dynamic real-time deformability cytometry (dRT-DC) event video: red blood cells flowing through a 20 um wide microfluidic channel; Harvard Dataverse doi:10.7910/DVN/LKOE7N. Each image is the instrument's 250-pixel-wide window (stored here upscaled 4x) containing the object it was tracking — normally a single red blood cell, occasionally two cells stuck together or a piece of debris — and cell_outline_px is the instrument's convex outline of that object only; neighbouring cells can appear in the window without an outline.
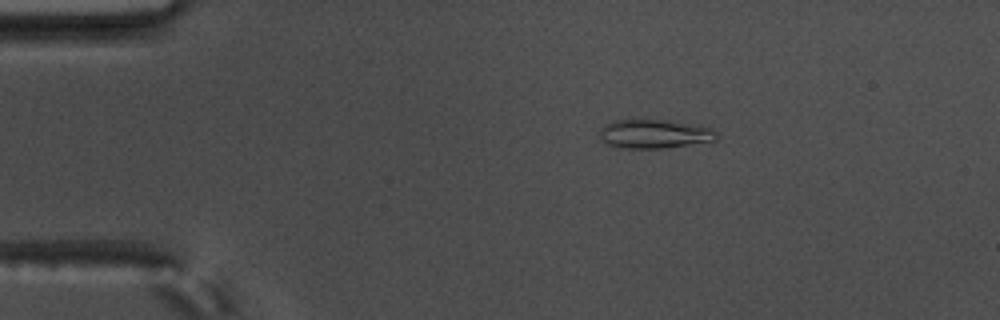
{"species": "common noctule bat (a hibernating species)", "species_latin": "Nyctalus noctula", "temperature_condition": "warm", "stored_images_in_passage": 57, "camera_frame_rate_fps": 3000, "um_per_image_px": 0.085, "animal": {"sex": "male", "body_mass_g": 17.5, "forearm_length_mm": 52.3}, "frame": {"image": 1, "passage_image": 11, "time_ms": 3.333, "image_size_px": [1000, 320], "cell_outline_px": [[716, 140], [660, 148], [620, 148], [608, 144], [600, 136], [600, 128], [604, 124], [612, 120], [664, 120], [712, 128], [716, 132]], "centroid_in_image_um": [55.56, 11.38], "position_along_channel_um": 29.4, "area_um2": 19.25}}
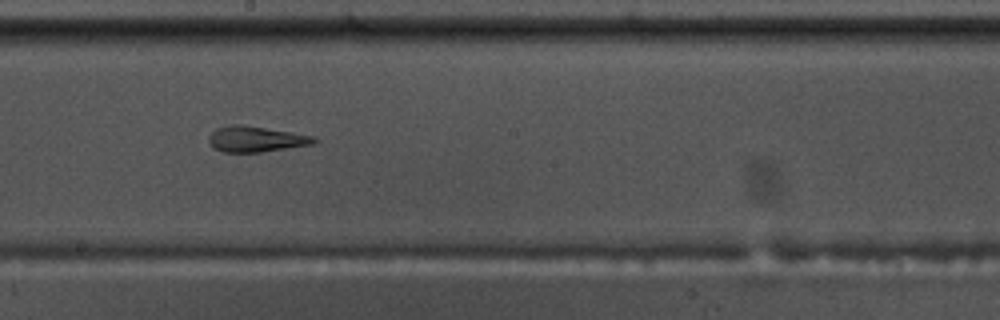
{"frame": {"image": 2, "passage_image": 32, "time_ms": 10.333, "image_size_px": [1000, 320], "cell_outline_px": [[320, 140], [316, 144], [260, 152], [224, 152], [212, 148], [208, 144], [208, 136], [216, 128], [232, 124], [240, 124], [292, 132], [312, 136]], "centroid_in_image_um": [21.74, 11.83], "position_along_channel_um": 226.5, "area_um2": 15.95}}
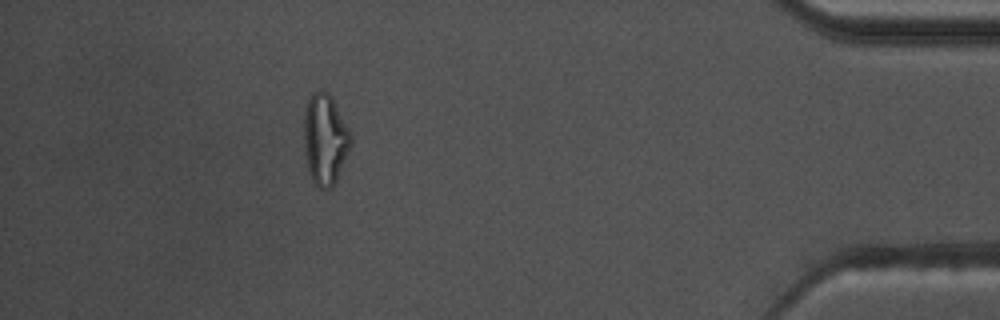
{"frame": {"image": 3, "passage_image": 51, "time_ms": 16.667, "image_size_px": [1000, 320], "cell_outline_px": [[352, 144], [336, 180], [328, 188], [320, 188], [312, 180], [308, 168], [304, 144], [304, 112], [308, 100], [312, 92], [316, 88], [328, 92], [332, 96], [352, 132]], "centroid_in_image_um": [27.65, 11.76], "position_along_channel_um": 407.6, "area_um2": 24.97}, "authors_computed_cell_mechanics": {"area_um2": 19.0162, "velocity_mm_per_s": 3.6656, "shape_relaxation_time_tau1_ms": null, "shape_relaxation_time_tau2_ms": 2.8863, "deformation_change_tau1": null, "deformation_change_tau2": 0.1482}}